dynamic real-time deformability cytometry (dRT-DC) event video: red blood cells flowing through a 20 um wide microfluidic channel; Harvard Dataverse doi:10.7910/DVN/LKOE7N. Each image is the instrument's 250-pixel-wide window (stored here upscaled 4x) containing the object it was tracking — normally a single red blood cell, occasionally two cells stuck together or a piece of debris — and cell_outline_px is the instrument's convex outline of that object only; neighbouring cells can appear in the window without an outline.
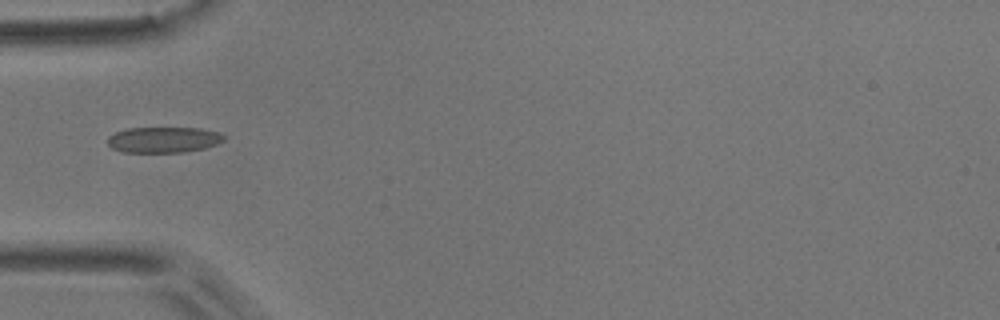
{"species": "common noctule bat (a hibernating species)", "species_latin": "Nyctalus noctula", "temperature_condition": "room temperature", "stored_images_in_passage": 4, "camera_frame_rate_fps": 3000, "um_per_image_px": 0.085, "animal": {"sex": "male", "body_mass_g": 17.9}, "frame": {"image": 1, "passage_image": 4, "time_ms": 1.0, "image_size_px": [1000, 320], "cell_outline_px": [[228, 136], [224, 140], [216, 144], [204, 148], [184, 152], [124, 152], [112, 148], [108, 144], [108, 136], [116, 132], [128, 128], [200, 128], [220, 132]], "centroid_in_image_um": [13.94, 11.87], "position_along_channel_um": 71.1, "area_um2": 17.51}}